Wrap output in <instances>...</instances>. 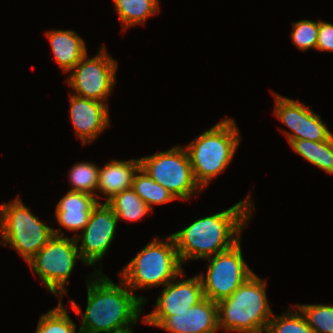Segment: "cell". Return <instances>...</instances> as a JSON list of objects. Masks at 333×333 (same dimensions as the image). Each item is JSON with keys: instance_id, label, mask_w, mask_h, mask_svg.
Here are the masks:
<instances>
[{"instance_id": "6da1fadb", "label": "cell", "mask_w": 333, "mask_h": 333, "mask_svg": "<svg viewBox=\"0 0 333 333\" xmlns=\"http://www.w3.org/2000/svg\"><path fill=\"white\" fill-rule=\"evenodd\" d=\"M94 271L92 280L86 281L87 307L79 330L81 333H133L131 324H137L146 298L137 297L122 279L117 285L100 268Z\"/></svg>"}, {"instance_id": "7a4b0ae2", "label": "cell", "mask_w": 333, "mask_h": 333, "mask_svg": "<svg viewBox=\"0 0 333 333\" xmlns=\"http://www.w3.org/2000/svg\"><path fill=\"white\" fill-rule=\"evenodd\" d=\"M250 198L249 193L229 209L199 218L184 229L172 233L181 263L206 259L241 241L243 228L252 218L253 204Z\"/></svg>"}, {"instance_id": "3957f363", "label": "cell", "mask_w": 333, "mask_h": 333, "mask_svg": "<svg viewBox=\"0 0 333 333\" xmlns=\"http://www.w3.org/2000/svg\"><path fill=\"white\" fill-rule=\"evenodd\" d=\"M218 326L221 330L263 333L272 318L266 295V282L255 273L230 297L217 302Z\"/></svg>"}, {"instance_id": "277c9868", "label": "cell", "mask_w": 333, "mask_h": 333, "mask_svg": "<svg viewBox=\"0 0 333 333\" xmlns=\"http://www.w3.org/2000/svg\"><path fill=\"white\" fill-rule=\"evenodd\" d=\"M240 144L234 119L224 118L185 146L196 183L202 191L231 163Z\"/></svg>"}, {"instance_id": "5b68a950", "label": "cell", "mask_w": 333, "mask_h": 333, "mask_svg": "<svg viewBox=\"0 0 333 333\" xmlns=\"http://www.w3.org/2000/svg\"><path fill=\"white\" fill-rule=\"evenodd\" d=\"M184 270L175 241L170 234L165 241L156 237L120 271V278L134 292L137 289L165 286Z\"/></svg>"}, {"instance_id": "8992f818", "label": "cell", "mask_w": 333, "mask_h": 333, "mask_svg": "<svg viewBox=\"0 0 333 333\" xmlns=\"http://www.w3.org/2000/svg\"><path fill=\"white\" fill-rule=\"evenodd\" d=\"M19 196L12 202L0 205V236L2 245H9L27 262L54 235L53 227L39 221Z\"/></svg>"}, {"instance_id": "52a82bcc", "label": "cell", "mask_w": 333, "mask_h": 333, "mask_svg": "<svg viewBox=\"0 0 333 333\" xmlns=\"http://www.w3.org/2000/svg\"><path fill=\"white\" fill-rule=\"evenodd\" d=\"M61 230V228L58 230L53 228L54 235L27 262L33 274H37L46 289L56 295L59 300L61 295L67 293L65 285L76 265V260H82L75 236L64 237V232L61 233Z\"/></svg>"}, {"instance_id": "ba28073f", "label": "cell", "mask_w": 333, "mask_h": 333, "mask_svg": "<svg viewBox=\"0 0 333 333\" xmlns=\"http://www.w3.org/2000/svg\"><path fill=\"white\" fill-rule=\"evenodd\" d=\"M139 160L140 168L176 199L189 200L202 190L194 179L188 152L180 145Z\"/></svg>"}, {"instance_id": "9c48e42d", "label": "cell", "mask_w": 333, "mask_h": 333, "mask_svg": "<svg viewBox=\"0 0 333 333\" xmlns=\"http://www.w3.org/2000/svg\"><path fill=\"white\" fill-rule=\"evenodd\" d=\"M240 241L230 249L206 258V276L200 277L204 297L218 302L231 294L242 285L254 272L243 258Z\"/></svg>"}, {"instance_id": "30bf717a", "label": "cell", "mask_w": 333, "mask_h": 333, "mask_svg": "<svg viewBox=\"0 0 333 333\" xmlns=\"http://www.w3.org/2000/svg\"><path fill=\"white\" fill-rule=\"evenodd\" d=\"M98 52L89 59L86 53L71 70L66 83L70 85L74 95L106 103L116 83L118 64L108 55L104 46Z\"/></svg>"}, {"instance_id": "8fae6325", "label": "cell", "mask_w": 333, "mask_h": 333, "mask_svg": "<svg viewBox=\"0 0 333 333\" xmlns=\"http://www.w3.org/2000/svg\"><path fill=\"white\" fill-rule=\"evenodd\" d=\"M276 101L274 115L290 130H283L289 144L293 140L326 141L333 134L317 113L299 101L273 93Z\"/></svg>"}, {"instance_id": "7c38bea8", "label": "cell", "mask_w": 333, "mask_h": 333, "mask_svg": "<svg viewBox=\"0 0 333 333\" xmlns=\"http://www.w3.org/2000/svg\"><path fill=\"white\" fill-rule=\"evenodd\" d=\"M118 219L113 209L100 202L92 209L83 233L76 235L77 246L82 262L89 266L101 261L114 239Z\"/></svg>"}, {"instance_id": "4fadbf2b", "label": "cell", "mask_w": 333, "mask_h": 333, "mask_svg": "<svg viewBox=\"0 0 333 333\" xmlns=\"http://www.w3.org/2000/svg\"><path fill=\"white\" fill-rule=\"evenodd\" d=\"M184 276L183 271L165 285L157 298L154 311L143 317V323L157 327L165 318L188 310L204 298L200 277L197 275L182 281L178 279Z\"/></svg>"}, {"instance_id": "5bb4252c", "label": "cell", "mask_w": 333, "mask_h": 333, "mask_svg": "<svg viewBox=\"0 0 333 333\" xmlns=\"http://www.w3.org/2000/svg\"><path fill=\"white\" fill-rule=\"evenodd\" d=\"M107 103L70 95L69 118L83 145L92 142L109 126Z\"/></svg>"}, {"instance_id": "9a60e30c", "label": "cell", "mask_w": 333, "mask_h": 333, "mask_svg": "<svg viewBox=\"0 0 333 333\" xmlns=\"http://www.w3.org/2000/svg\"><path fill=\"white\" fill-rule=\"evenodd\" d=\"M157 327L169 333H215L219 329L217 302L204 297L188 310L165 318Z\"/></svg>"}, {"instance_id": "2e32d148", "label": "cell", "mask_w": 333, "mask_h": 333, "mask_svg": "<svg viewBox=\"0 0 333 333\" xmlns=\"http://www.w3.org/2000/svg\"><path fill=\"white\" fill-rule=\"evenodd\" d=\"M99 203L94 195L68 191L56 205V221L69 231L83 230L92 209Z\"/></svg>"}, {"instance_id": "e0dca14e", "label": "cell", "mask_w": 333, "mask_h": 333, "mask_svg": "<svg viewBox=\"0 0 333 333\" xmlns=\"http://www.w3.org/2000/svg\"><path fill=\"white\" fill-rule=\"evenodd\" d=\"M140 169V160H112L99 168L97 191L107 195L106 203L115 195L132 186L135 173Z\"/></svg>"}, {"instance_id": "ac0fdd59", "label": "cell", "mask_w": 333, "mask_h": 333, "mask_svg": "<svg viewBox=\"0 0 333 333\" xmlns=\"http://www.w3.org/2000/svg\"><path fill=\"white\" fill-rule=\"evenodd\" d=\"M45 35L50 41L54 59L64 73L71 72L87 53L85 41L72 30H51Z\"/></svg>"}, {"instance_id": "d6986e66", "label": "cell", "mask_w": 333, "mask_h": 333, "mask_svg": "<svg viewBox=\"0 0 333 333\" xmlns=\"http://www.w3.org/2000/svg\"><path fill=\"white\" fill-rule=\"evenodd\" d=\"M290 146L306 161L333 175V135L326 141L293 140Z\"/></svg>"}, {"instance_id": "ffe728a7", "label": "cell", "mask_w": 333, "mask_h": 333, "mask_svg": "<svg viewBox=\"0 0 333 333\" xmlns=\"http://www.w3.org/2000/svg\"><path fill=\"white\" fill-rule=\"evenodd\" d=\"M116 12L124 27L144 24L148 17L159 13V0H113Z\"/></svg>"}, {"instance_id": "44dd1931", "label": "cell", "mask_w": 333, "mask_h": 333, "mask_svg": "<svg viewBox=\"0 0 333 333\" xmlns=\"http://www.w3.org/2000/svg\"><path fill=\"white\" fill-rule=\"evenodd\" d=\"M107 204L113 209L118 221H137L152 211L132 188L119 192Z\"/></svg>"}, {"instance_id": "7402d4cb", "label": "cell", "mask_w": 333, "mask_h": 333, "mask_svg": "<svg viewBox=\"0 0 333 333\" xmlns=\"http://www.w3.org/2000/svg\"><path fill=\"white\" fill-rule=\"evenodd\" d=\"M131 188L151 209L153 204L161 205L177 200L171 192L156 183L141 168L135 173Z\"/></svg>"}, {"instance_id": "603a6c76", "label": "cell", "mask_w": 333, "mask_h": 333, "mask_svg": "<svg viewBox=\"0 0 333 333\" xmlns=\"http://www.w3.org/2000/svg\"><path fill=\"white\" fill-rule=\"evenodd\" d=\"M98 174L99 167L94 163L80 162L75 164L68 174L72 186L69 191L94 195L96 199L102 197L94 192L97 191Z\"/></svg>"}, {"instance_id": "cb8c5ba5", "label": "cell", "mask_w": 333, "mask_h": 333, "mask_svg": "<svg viewBox=\"0 0 333 333\" xmlns=\"http://www.w3.org/2000/svg\"><path fill=\"white\" fill-rule=\"evenodd\" d=\"M76 327L60 300L54 309L39 317L36 333H76Z\"/></svg>"}, {"instance_id": "d4e9b609", "label": "cell", "mask_w": 333, "mask_h": 333, "mask_svg": "<svg viewBox=\"0 0 333 333\" xmlns=\"http://www.w3.org/2000/svg\"><path fill=\"white\" fill-rule=\"evenodd\" d=\"M305 317L307 324L316 333H333V306L316 304H297L294 306Z\"/></svg>"}, {"instance_id": "484cf974", "label": "cell", "mask_w": 333, "mask_h": 333, "mask_svg": "<svg viewBox=\"0 0 333 333\" xmlns=\"http://www.w3.org/2000/svg\"><path fill=\"white\" fill-rule=\"evenodd\" d=\"M265 333H316L298 310L274 316L268 322Z\"/></svg>"}, {"instance_id": "4316f807", "label": "cell", "mask_w": 333, "mask_h": 333, "mask_svg": "<svg viewBox=\"0 0 333 333\" xmlns=\"http://www.w3.org/2000/svg\"><path fill=\"white\" fill-rule=\"evenodd\" d=\"M291 40L295 46L301 51L308 49H315L317 45V38L319 33V21L301 20L293 23Z\"/></svg>"}, {"instance_id": "83f0119b", "label": "cell", "mask_w": 333, "mask_h": 333, "mask_svg": "<svg viewBox=\"0 0 333 333\" xmlns=\"http://www.w3.org/2000/svg\"><path fill=\"white\" fill-rule=\"evenodd\" d=\"M316 50L333 52V24L319 20Z\"/></svg>"}]
</instances>
